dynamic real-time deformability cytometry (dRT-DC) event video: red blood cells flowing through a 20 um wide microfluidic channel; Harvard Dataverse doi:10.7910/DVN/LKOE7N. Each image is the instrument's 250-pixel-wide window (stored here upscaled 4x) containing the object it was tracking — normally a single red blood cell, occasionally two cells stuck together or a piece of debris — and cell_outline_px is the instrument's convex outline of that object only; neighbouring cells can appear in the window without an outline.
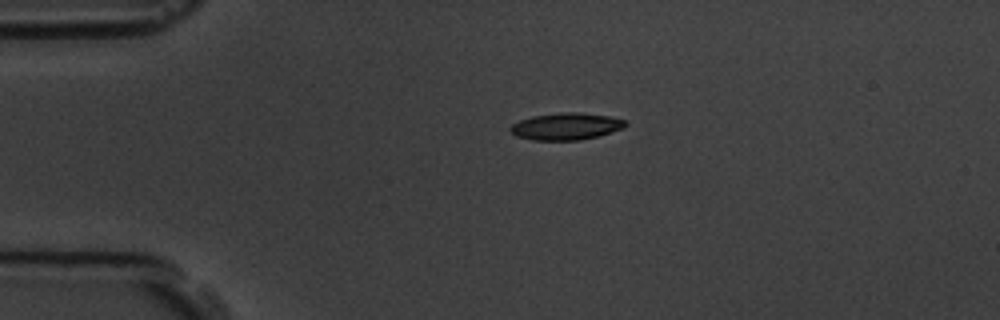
{"species": "common noctule bat (a hibernating species)", "species_latin": "Nyctalus noctula", "temperature_condition": "room temperature", "stored_images_in_passage": 2, "camera_frame_rate_fps": 3000, "um_per_image_px": 0.085, "animal": {"sex": "male", "body_mass_g": 19.5, "forearm_length_mm": 54.6}, "frame": {"image": 1, "passage_image": 1, "time_ms": 0.0, "image_size_px": [1000, 320], "cell_outline_px": [[628, 124], [624, 128], [612, 132], [580, 140], [532, 140], [516, 136], [508, 128], [512, 124], [520, 120], [532, 116], [564, 112], [576, 112], [608, 116], [624, 120]], "centroid_in_image_um": [48.1, 10.74], "position_along_channel_um": 36.9, "area_um2": 17.98}}
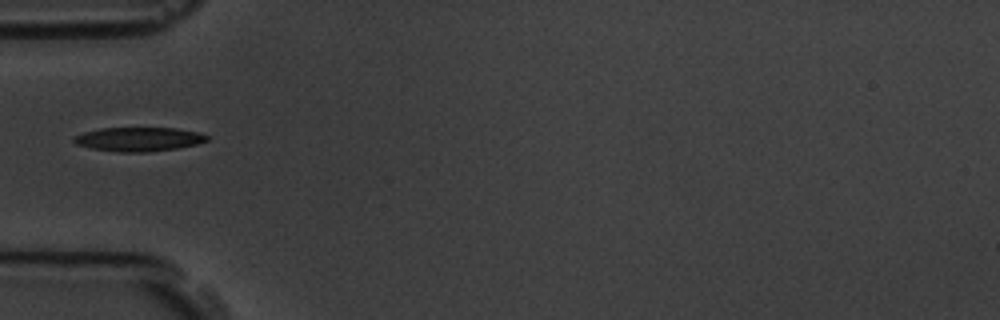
{"frame": {"image": 2, "passage_image": 2, "time_ms": 2.0, "image_size_px": [1000, 320], "cell_outline_px": [[208, 140], [196, 144], [176, 148], [148, 152], [116, 152], [92, 148], [76, 144], [72, 140], [72, 136], [84, 132], [100, 128], [176, 128], [200, 132], [208, 136]], "centroid_in_image_um": [11.77, 11.83], "position_along_channel_um": 73.2, "area_um2": 18.67}}